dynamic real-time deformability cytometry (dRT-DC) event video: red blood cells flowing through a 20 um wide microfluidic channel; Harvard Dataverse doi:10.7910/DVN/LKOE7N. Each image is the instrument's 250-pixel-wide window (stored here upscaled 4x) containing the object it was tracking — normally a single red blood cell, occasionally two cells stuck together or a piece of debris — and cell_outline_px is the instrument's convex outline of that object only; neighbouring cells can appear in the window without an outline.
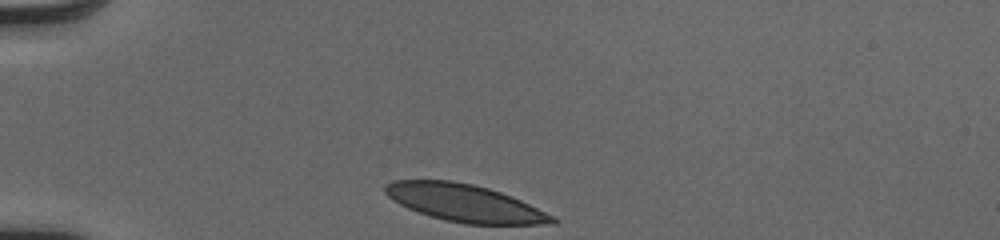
{"species": "human", "species_latin": "Homo sapiens", "temperature_condition": "cold", "stored_images_in_passage": 31, "camera_frame_rate_fps": 3000, "um_per_image_px": 0.085, "donor": {"sex": "male"}, "frame": {"image": 1, "passage_image": 1, "time_ms": 0.0, "image_size_px": [1000, 240], "cell_outline_px": [[560, 220], [556, 224], [464, 224], [444, 220], [408, 208], [400, 204], [388, 196], [384, 192], [384, 184], [396, 180], [452, 180], [472, 184], [488, 188], [512, 196]], "centroid_in_image_um": [39.49, 17.25], "position_along_channel_um": 45.5, "area_um2": 36.07}}
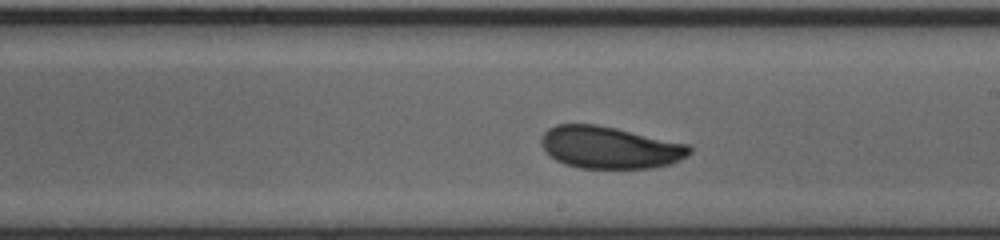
{"frame": {"image": 2, "passage_image": 18, "time_ms": 5.667, "image_size_px": [1000, 240], "cell_outline_px": [[692, 152], [688, 156], [672, 164], [652, 168], [580, 168], [564, 164], [556, 160], [540, 144], [540, 140], [544, 132], [548, 128], [556, 124], [596, 124], [616, 128], [688, 144], [692, 148]], "centroid_in_image_um": [51.85, 12.54], "position_along_channel_um": 237.2, "area_um2": 36.47}}
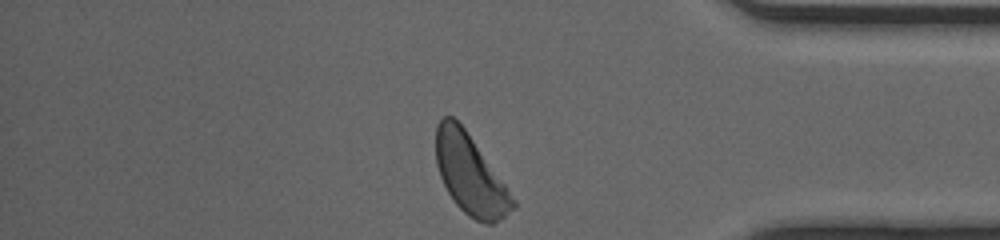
{"frame": {"image": 3, "passage_image": 31, "time_ms": 10.0, "image_size_px": [1000, 240], "cell_outline_px": [[516, 208], [500, 220], [492, 224], [488, 224], [476, 220], [468, 216], [456, 204], [448, 192], [440, 176], [436, 164], [436, 124], [444, 116], [452, 116], [464, 128], [516, 200]], "centroid_in_image_um": [39.97, 14.86], "position_along_channel_um": 395.2, "area_um2": 35.26}, "authors_computed_cell_mechanics": {"area_um2": 36.4718, "velocity_mm_per_s": 4.059, "shape_relaxation_time_tau1_ms": 2.7932, "shape_relaxation_time_tau2_ms": 3.9492, "deformation_change_tau1": 0.1095, "deformation_change_tau2": 0.0666}}